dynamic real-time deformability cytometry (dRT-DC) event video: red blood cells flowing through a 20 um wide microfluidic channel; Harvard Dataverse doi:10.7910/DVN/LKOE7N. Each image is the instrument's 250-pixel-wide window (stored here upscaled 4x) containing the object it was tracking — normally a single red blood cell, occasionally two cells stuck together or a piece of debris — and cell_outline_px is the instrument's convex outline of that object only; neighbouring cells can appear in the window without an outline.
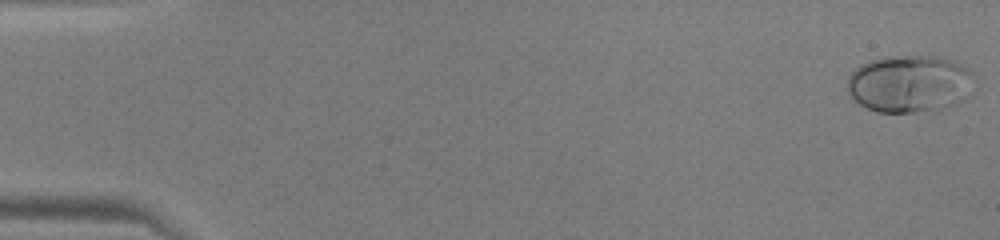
{"species": "human", "species_latin": "Homo sapiens", "temperature_condition": "warm", "stored_images_in_passage": 45, "camera_frame_rate_fps": 3000, "um_per_image_px": 0.085, "donor": {"sex": "male"}, "frame": {"image": 1, "passage_image": 1, "time_ms": 0.0, "image_size_px": [1000, 240], "cell_outline_px": [[972, 72], [964, 100], [940, 108], [912, 112], [876, 112], [860, 104], [848, 92], [848, 76], [860, 64], [884, 56], [936, 56], [952, 60], [960, 64]], "centroid_in_image_um": [77.24, 7.1], "position_along_channel_um": 7.8, "area_um2": 41.67}}
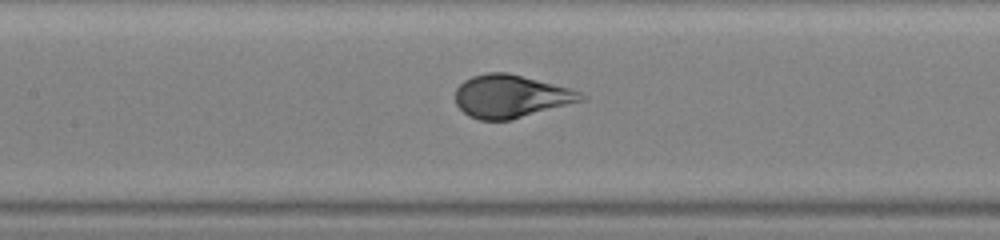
{"frame": {"image": 2, "passage_image": 23, "time_ms": 7.333, "image_size_px": [1000, 240], "cell_outline_px": [[588, 100], [508, 120], [480, 120], [468, 116], [456, 104], [456, 88], [464, 80], [472, 76], [484, 72], [508, 72], [568, 88], [580, 92], [588, 96]], "centroid_in_image_um": [43.43, 8.18], "position_along_channel_um": 164.0, "area_um2": 31.44}}
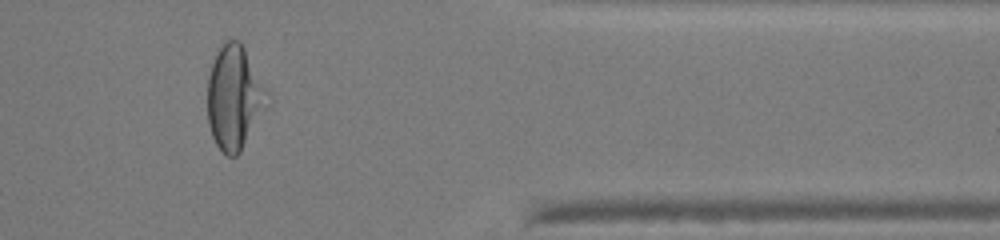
{"frame": {"image": 3, "passage_image": 40, "time_ms": 13.0, "image_size_px": [1000, 240], "cell_outline_px": [[272, 96], [268, 108], [240, 152], [236, 156], [228, 156], [216, 144], [212, 136], [208, 124], [208, 76], [216, 52], [220, 44], [224, 40], [240, 40]], "centroid_in_image_um": [19.97, 8.27], "position_along_channel_um": 391.4, "area_um2": 36.88}}